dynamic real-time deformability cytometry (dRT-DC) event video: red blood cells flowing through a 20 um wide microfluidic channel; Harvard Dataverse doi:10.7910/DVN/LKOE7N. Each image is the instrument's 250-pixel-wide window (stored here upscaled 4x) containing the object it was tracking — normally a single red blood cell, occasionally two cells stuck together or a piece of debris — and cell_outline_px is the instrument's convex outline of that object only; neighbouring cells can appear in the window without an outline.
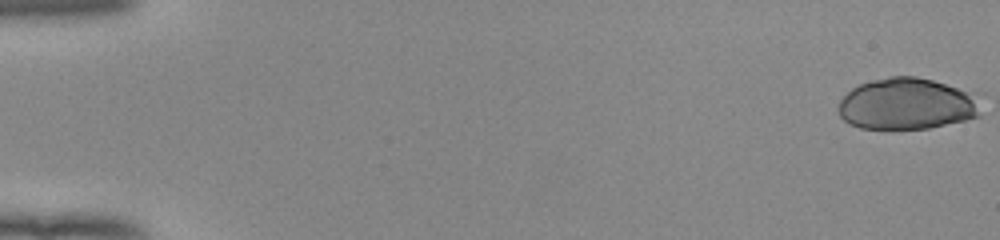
{"species": "human", "species_latin": "Homo sapiens", "temperature_condition": "room temperature", "stored_images_in_passage": 53, "camera_frame_rate_fps": 3000, "um_per_image_px": 0.085, "donor": {"sex": "female"}, "frame": {"image": 1, "passage_image": 1, "time_ms": 0.0, "image_size_px": [1000, 240], "cell_outline_px": [[984, 92], [980, 116], [964, 120], [928, 128], [860, 128], [848, 124], [840, 116], [836, 108], [840, 100], [852, 88], [860, 84], [872, 80], [888, 76], [916, 76]], "centroid_in_image_um": [77.21, 8.8], "position_along_channel_um": 7.8, "area_um2": 43.99}}
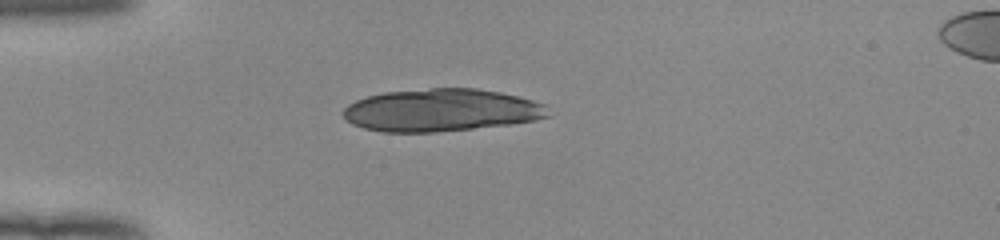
{"frame": {"image": 2, "passage_image": 16, "time_ms": 5.0, "image_size_px": [1000, 240], "cell_outline_px": [[552, 116], [536, 120], [508, 124], [436, 132], [384, 132], [364, 128], [352, 124], [344, 120], [340, 112], [348, 104], [356, 100], [368, 96], [384, 92], [432, 88], [476, 88], [500, 92], [548, 104]], "centroid_in_image_um": [37.51, 9.36], "position_along_channel_um": 47.5, "area_um2": 51.15}}